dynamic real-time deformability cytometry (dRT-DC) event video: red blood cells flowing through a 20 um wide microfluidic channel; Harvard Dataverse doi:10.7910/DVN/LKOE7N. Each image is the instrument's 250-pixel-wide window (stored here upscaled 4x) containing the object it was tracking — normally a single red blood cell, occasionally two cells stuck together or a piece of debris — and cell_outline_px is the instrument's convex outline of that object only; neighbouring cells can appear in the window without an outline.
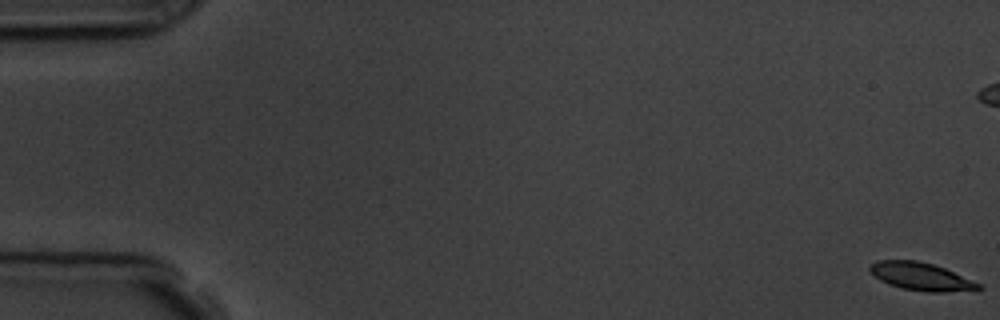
{"species": "common noctule bat (a hibernating species)", "species_latin": "Nyctalus noctula", "temperature_condition": "room temperature", "stored_images_in_passage": 17, "camera_frame_rate_fps": 3000, "um_per_image_px": 0.085, "animal": {"sex": "male", "body_mass_g": 19.5, "forearm_length_mm": 54.6}, "frame": {"image": 1, "passage_image": 1, "time_ms": 0.0, "image_size_px": [1000, 320], "cell_outline_px": [[984, 288], [944, 292], [928, 292], [904, 288], [888, 284], [880, 280], [868, 268], [876, 260], [916, 260], [932, 264], [944, 268], [980, 284]], "centroid_in_image_um": [78.26, 23.49], "position_along_channel_um": 6.7, "area_um2": 17.17}}